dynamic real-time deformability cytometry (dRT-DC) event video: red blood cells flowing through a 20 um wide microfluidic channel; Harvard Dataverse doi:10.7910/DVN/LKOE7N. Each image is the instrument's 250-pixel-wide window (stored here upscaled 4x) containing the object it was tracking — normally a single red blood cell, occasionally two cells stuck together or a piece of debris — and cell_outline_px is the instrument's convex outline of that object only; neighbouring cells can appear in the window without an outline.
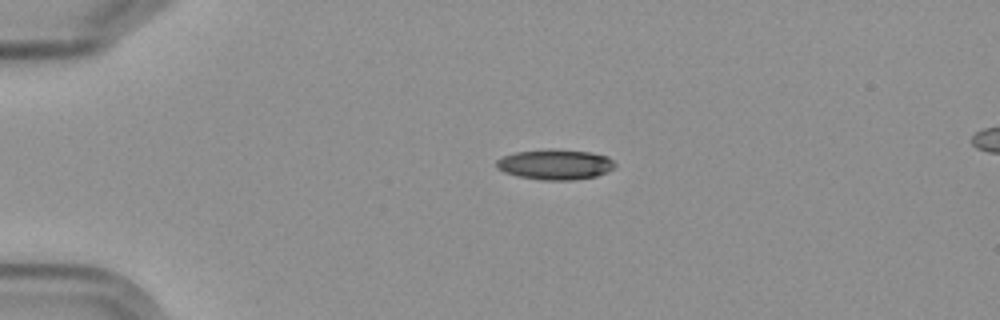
{"species": "Egyptian fruit bat (a non-hibernating species)", "species_latin": "Rousettus aegyptiacus", "temperature_condition": "cold", "stored_images_in_passage": 6, "camera_frame_rate_fps": 3000, "um_per_image_px": 0.085, "frame": {"image": 1, "passage_image": 1, "time_ms": 0.0, "image_size_px": [1000, 320], "cell_outline_px": [[616, 168], [608, 172], [596, 176], [572, 180], [540, 180], [516, 176], [504, 172], [496, 168], [496, 160], [504, 156], [516, 152], [552, 148], [588, 152], [608, 156], [616, 164]], "centroid_in_image_um": [47.2, 13.98], "position_along_channel_um": 37.8, "area_um2": 21.15}}
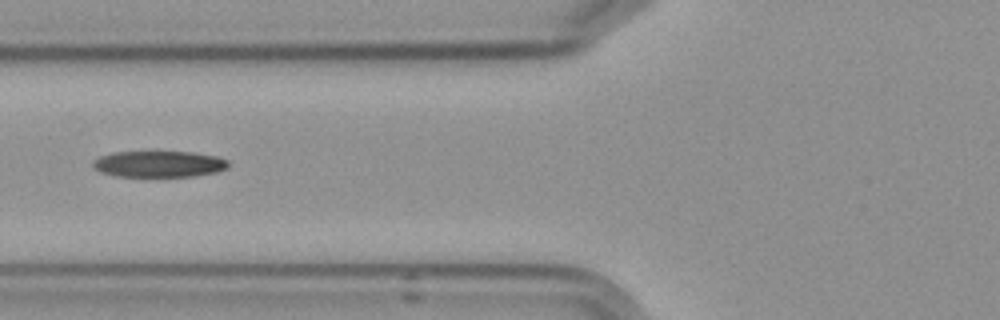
{"frame": {"image": 2, "passage_image": 4, "time_ms": 3.333, "image_size_px": [1000, 320], "cell_outline_px": [[228, 168], [216, 172], [196, 176], [116, 176], [100, 172], [92, 164], [92, 160], [100, 156], [112, 152], [152, 148], [192, 152], [216, 156], [228, 160]], "centroid_in_image_um": [13.48, 13.88], "position_along_channel_um": 112.3, "area_um2": 21.85}}